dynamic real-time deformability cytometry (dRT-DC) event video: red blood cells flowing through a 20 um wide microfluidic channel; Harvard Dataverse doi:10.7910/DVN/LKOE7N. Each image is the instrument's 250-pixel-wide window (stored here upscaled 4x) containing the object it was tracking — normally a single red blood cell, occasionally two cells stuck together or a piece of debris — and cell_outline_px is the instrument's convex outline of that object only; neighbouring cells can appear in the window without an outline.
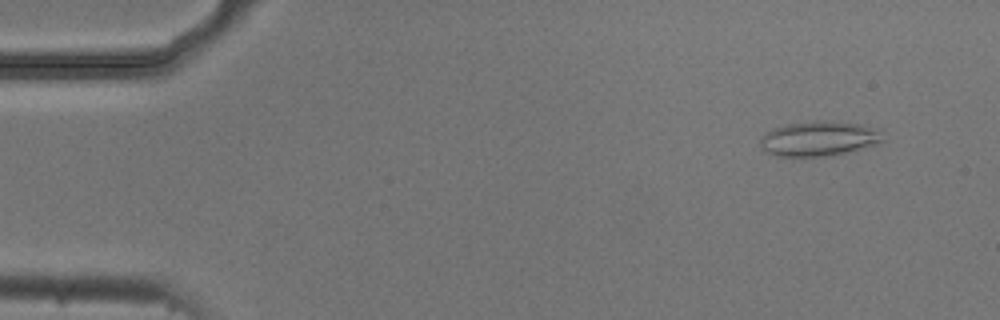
{"species": "common noctule bat (a hibernating species)", "species_latin": "Nyctalus noctula", "temperature_condition": "cold", "stored_images_in_passage": 16, "camera_frame_rate_fps": 3000, "um_per_image_px": 0.085, "animal": {"sex": "male", "body_mass_g": 20.5, "forearm_length_mm": 52.5}, "frame": {"image": 1, "passage_image": 5, "time_ms": 1.333, "image_size_px": [1000, 320], "cell_outline_px": [[884, 140], [876, 144], [832, 156], [776, 156], [760, 148], [760, 136], [776, 128], [788, 124], [816, 120], [824, 120], [856, 124], [868, 128], [876, 132]], "centroid_in_image_um": [69.51, 11.8], "position_along_channel_um": 15.5, "area_um2": 24.28}}